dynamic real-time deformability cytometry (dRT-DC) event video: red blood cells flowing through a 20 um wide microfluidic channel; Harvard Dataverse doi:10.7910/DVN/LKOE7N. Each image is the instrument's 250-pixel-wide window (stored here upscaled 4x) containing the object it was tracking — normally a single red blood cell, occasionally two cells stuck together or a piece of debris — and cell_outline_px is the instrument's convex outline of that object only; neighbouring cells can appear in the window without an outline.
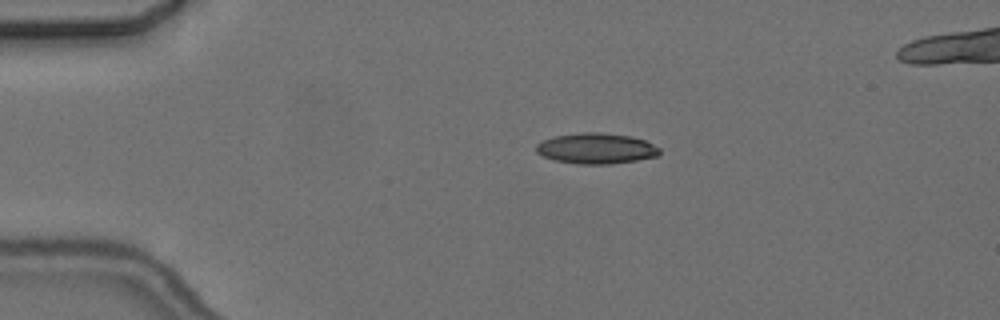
{"species": "common noctule bat (a hibernating species)", "species_latin": "Nyctalus noctula", "temperature_condition": "cold", "stored_images_in_passage": 6, "camera_frame_rate_fps": 3000, "um_per_image_px": 0.085, "animal": {"sex": "female", "body_mass_g": 24.6, "forearm_length_mm": 56.2}, "frame": {"image": 1, "passage_image": 2, "time_ms": 1.0, "image_size_px": [1000, 320], "cell_outline_px": [[660, 152], [656, 156], [636, 160], [612, 164], [576, 164], [556, 160], [544, 156], [536, 152], [536, 144], [544, 140], [556, 136], [580, 132], [600, 132], [632, 136], [644, 140], [660, 148]], "centroid_in_image_um": [50.68, 12.61], "position_along_channel_um": 34.3, "area_um2": 21.96}}
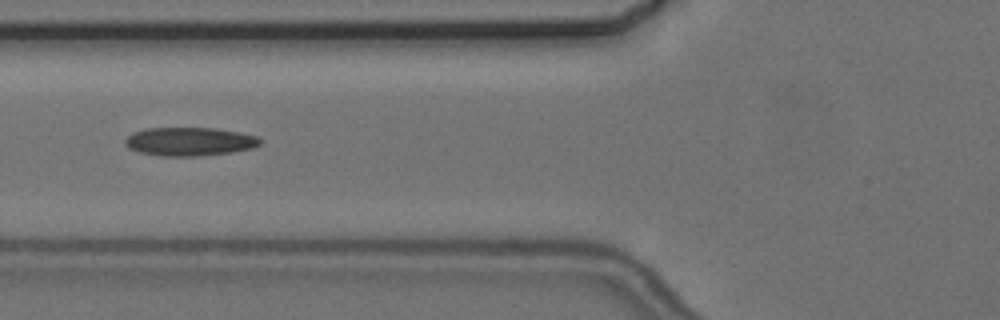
{"frame": {"image": 2, "passage_image": 4, "time_ms": 4.333, "image_size_px": [1000, 320], "cell_outline_px": [[260, 144], [256, 148], [232, 152], [200, 156], [160, 156], [140, 152], [128, 148], [124, 144], [124, 140], [132, 132], [144, 128], [216, 128], [240, 132], [256, 136], [260, 140]], "centroid_in_image_um": [16.1, 12.03], "position_along_channel_um": 109.7, "area_um2": 22.66}}
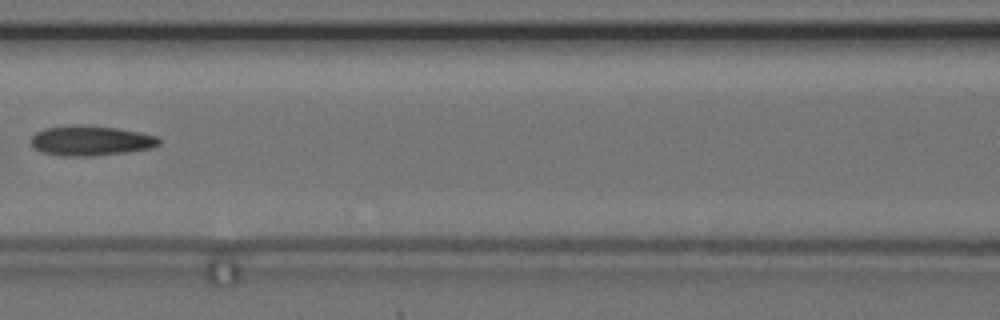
{"frame": {"image": 3, "passage_image": 5, "time_ms": 5.667, "image_size_px": [1000, 320], "cell_outline_px": [[160, 144], [152, 148], [124, 152], [92, 156], [64, 156], [44, 152], [36, 148], [32, 144], [32, 136], [36, 132], [44, 128], [116, 128], [140, 132], [156, 136], [160, 140]], "centroid_in_image_um": [7.78, 12.0], "position_along_channel_um": 158.8, "area_um2": 21.1}}